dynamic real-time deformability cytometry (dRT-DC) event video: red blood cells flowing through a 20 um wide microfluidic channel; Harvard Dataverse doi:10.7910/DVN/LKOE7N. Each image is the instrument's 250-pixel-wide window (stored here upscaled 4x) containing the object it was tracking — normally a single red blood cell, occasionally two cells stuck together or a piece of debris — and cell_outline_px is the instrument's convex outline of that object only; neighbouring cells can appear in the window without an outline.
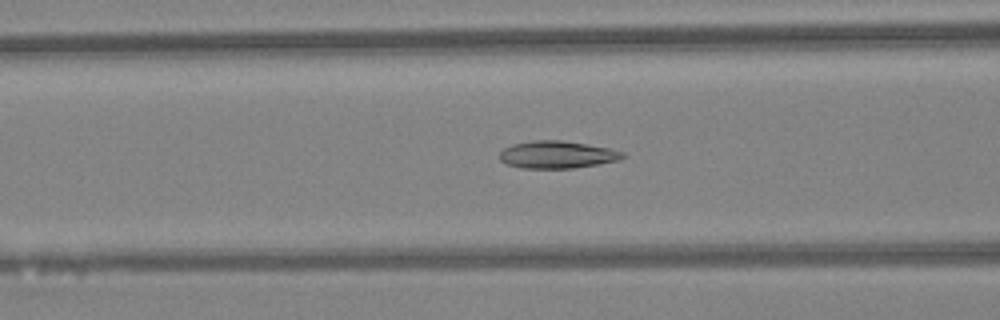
{"species": "Egyptian fruit bat (a non-hibernating species)", "species_latin": "Rousettus aegyptiacus", "temperature_condition": "warm", "stored_images_in_passage": 47, "camera_frame_rate_fps": 3000, "um_per_image_px": 0.085, "animal": {"sex": "female"}, "frame": {"image": 1, "passage_image": 19, "time_ms": 6.0, "image_size_px": [1000, 320], "cell_outline_px": [[624, 156], [620, 160], [572, 168], [520, 168], [508, 164], [500, 160], [500, 152], [504, 148], [512, 144], [532, 140], [560, 140], [588, 144], [612, 148], [624, 152]], "centroid_in_image_um": [47.36, 13.13], "position_along_channel_um": 119.2, "area_um2": 19.65}}
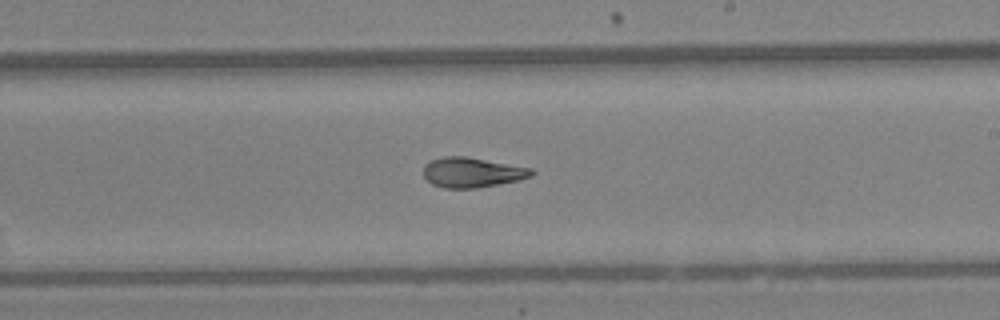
{"frame": {"image": 2, "passage_image": 28, "time_ms": 9.0, "image_size_px": [1000, 320], "cell_outline_px": [[536, 172], [532, 176], [520, 180], [476, 188], [444, 188], [432, 184], [424, 176], [424, 164], [432, 160], [444, 156], [464, 156], [532, 168]], "centroid_in_image_um": [40.15, 14.66], "position_along_channel_um": 248.9, "area_um2": 18.84}}
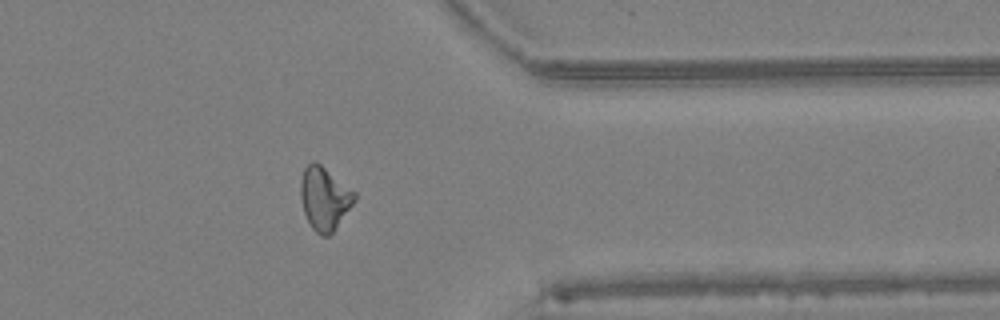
{"frame": {"image": 3, "passage_image": 38, "time_ms": 12.333, "image_size_px": [1000, 320], "cell_outline_px": [[356, 200], [332, 232], [328, 236], [320, 236], [312, 228], [304, 212], [300, 196], [300, 180], [304, 168], [312, 160], [316, 160], [356, 192]], "centroid_in_image_um": [27.57, 16.83], "position_along_channel_um": 383.8, "area_um2": 19.88}, "authors_computed_cell_mechanics": {"area_um2": 19.5942, "velocity_mm_per_s": 4.3513, "shape_relaxation_time_tau1_ms": null, "shape_relaxation_time_tau2_ms": 2.5831, "deformation_change_tau1": null, "deformation_change_tau2": 0.09}}